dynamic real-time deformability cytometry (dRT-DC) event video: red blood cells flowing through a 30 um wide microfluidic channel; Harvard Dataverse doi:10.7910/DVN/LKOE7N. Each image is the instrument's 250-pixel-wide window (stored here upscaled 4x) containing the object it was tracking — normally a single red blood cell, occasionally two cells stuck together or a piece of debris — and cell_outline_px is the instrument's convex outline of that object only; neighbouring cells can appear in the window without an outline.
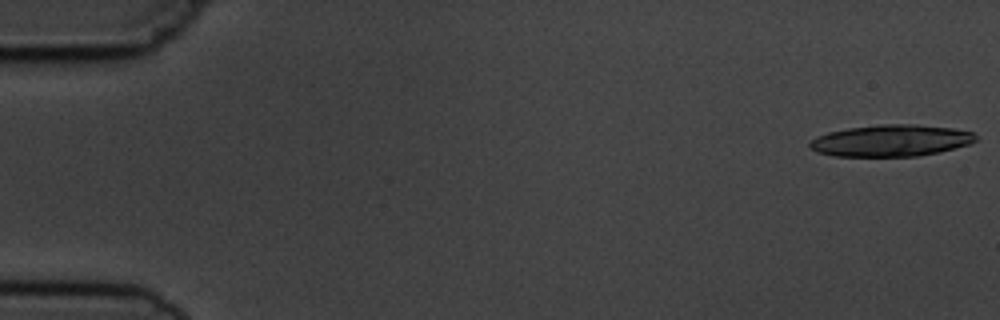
{"species": "common noctule bat (a hibernating species)", "species_latin": "Nyctalus noctula", "temperature_condition": "cold", "stored_images_in_passage": 8, "camera_frame_rate_fps": 3000, "um_per_image_px": 0.085, "animal": {"sex": "male", "body_mass_g": 19.5, "forearm_length_mm": 54.6}, "frame": {"image": 1, "passage_image": 1, "time_ms": 0.0, "image_size_px": [1000, 320], "cell_outline_px": [[980, 136], [976, 140], [968, 144], [936, 152], [916, 156], [832, 156], [816, 152], [808, 144], [816, 136], [828, 132], [848, 128], [880, 124], [916, 124], [952, 128], [972, 132]], "centroid_in_image_um": [75.71, 11.94], "position_along_channel_um": 9.3, "area_um2": 30.52}}
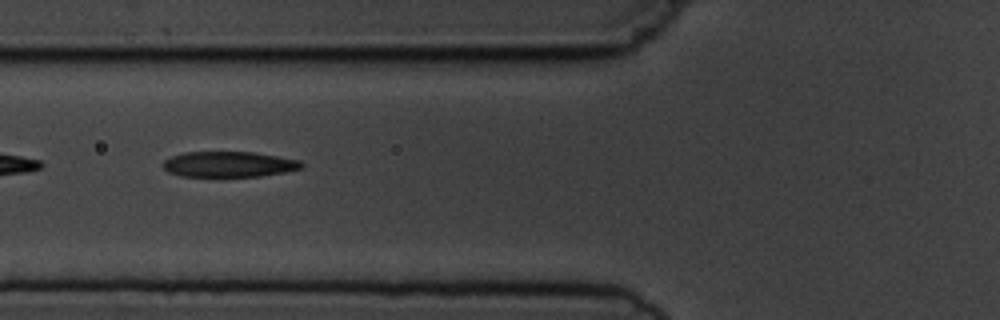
{"frame": {"image": 2, "passage_image": 6, "time_ms": 6.667, "image_size_px": [1000, 320], "cell_outline_px": [[304, 168], [284, 172], [260, 176], [180, 176], [168, 172], [160, 164], [164, 160], [172, 156], [184, 152], [256, 152], [300, 160], [304, 164]], "centroid_in_image_um": [19.46, 13.96], "position_along_channel_um": 106.3, "area_um2": 20.75}}
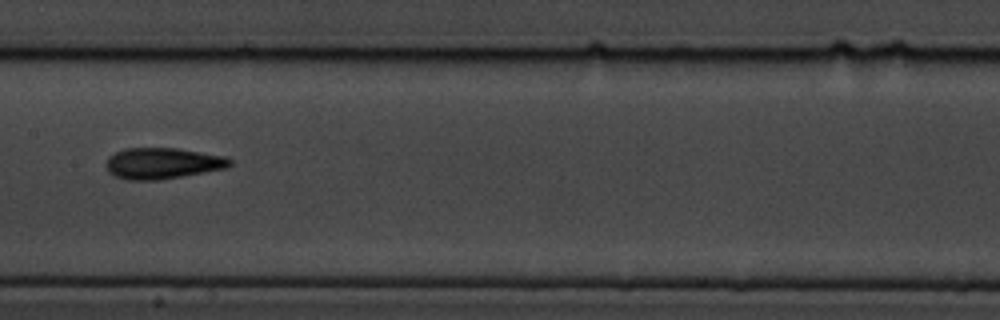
{"frame": {"image": 3, "passage_image": 8, "time_ms": 9.0, "image_size_px": [1000, 320], "cell_outline_px": [[232, 164], [228, 168], [156, 180], [128, 180], [116, 176], [108, 172], [104, 164], [108, 156], [124, 148], [176, 148], [228, 156], [232, 160]], "centroid_in_image_um": [13.82, 13.87], "position_along_channel_um": 193.6, "area_um2": 22.6}}